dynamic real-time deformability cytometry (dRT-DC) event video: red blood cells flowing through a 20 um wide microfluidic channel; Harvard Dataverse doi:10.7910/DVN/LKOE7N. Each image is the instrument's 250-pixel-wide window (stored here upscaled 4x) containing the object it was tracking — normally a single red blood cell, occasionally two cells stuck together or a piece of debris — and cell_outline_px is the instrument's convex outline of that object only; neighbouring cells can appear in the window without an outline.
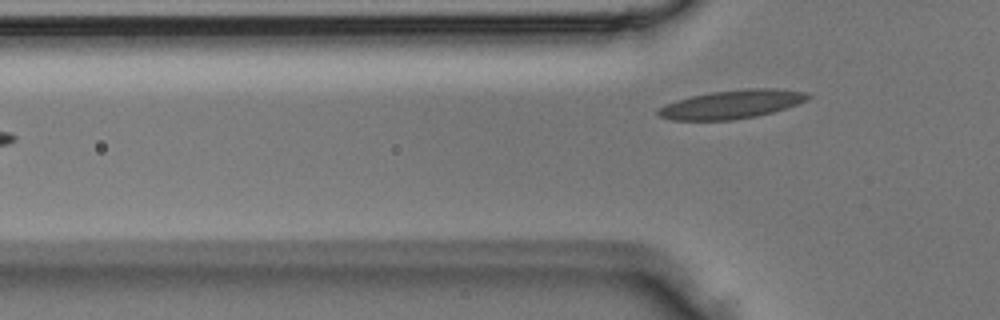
{"species": "Egyptian fruit bat (a non-hibernating species)", "species_latin": "Rousettus aegyptiacus", "temperature_condition": "room temperature", "stored_images_in_passage": 4, "camera_frame_rate_fps": 3000, "um_per_image_px": 0.085, "animal": {"sex": "male"}, "frame": {"image": 1, "passage_image": 4, "time_ms": 1.0, "image_size_px": [1000, 320], "cell_outline_px": [[812, 96], [808, 100], [772, 112], [756, 116], [732, 120], [672, 120], [660, 116], [656, 112], [664, 104], [692, 96], [712, 92], [748, 88], [776, 88], [808, 92]], "centroid_in_image_um": [62.23, 8.86], "position_along_channel_um": 63.6, "area_um2": 24.8}}